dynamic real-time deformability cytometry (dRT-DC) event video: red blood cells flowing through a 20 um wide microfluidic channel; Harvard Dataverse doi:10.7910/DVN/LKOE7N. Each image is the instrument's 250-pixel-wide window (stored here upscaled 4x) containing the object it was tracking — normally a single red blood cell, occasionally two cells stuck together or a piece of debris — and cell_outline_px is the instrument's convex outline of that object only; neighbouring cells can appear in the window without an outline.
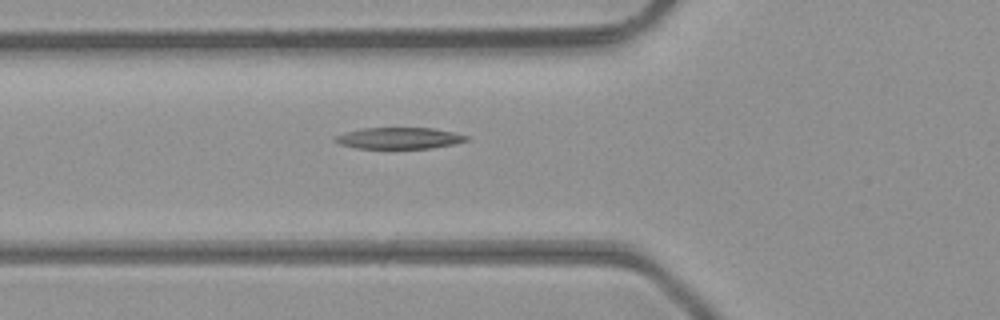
{"species": "common noctule bat (a hibernating species)", "species_latin": "Nyctalus noctula", "temperature_condition": "room temperature", "stored_images_in_passage": 6, "camera_frame_rate_fps": 3000, "um_per_image_px": 0.085, "animal": {"sex": "male", "body_mass_g": 23.1, "forearm_length_mm": 52.7}, "frame": {"image": 1, "passage_image": 6, "time_ms": 1.667, "image_size_px": [1000, 320], "cell_outline_px": [[468, 140], [452, 144], [432, 148], [356, 148], [340, 144], [332, 140], [336, 136], [344, 132], [364, 128], [432, 128], [452, 132], [468, 136]], "centroid_in_image_um": [33.89, 11.74], "position_along_channel_um": 91.9, "area_um2": 16.18}}